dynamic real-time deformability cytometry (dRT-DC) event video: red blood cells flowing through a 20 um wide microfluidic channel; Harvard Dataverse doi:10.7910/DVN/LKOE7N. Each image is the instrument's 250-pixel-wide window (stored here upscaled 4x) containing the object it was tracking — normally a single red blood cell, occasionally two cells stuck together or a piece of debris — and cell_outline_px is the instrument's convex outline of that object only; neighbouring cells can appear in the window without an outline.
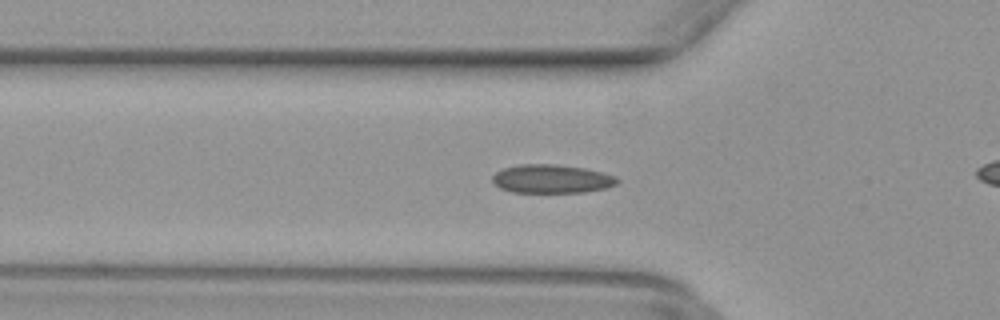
{"species": "common noctule bat (a hibernating species)", "species_latin": "Nyctalus noctula", "temperature_condition": "warm", "stored_images_in_passage": 26, "camera_frame_rate_fps": 3000, "um_per_image_px": 0.085, "animal": {"sex": "female", "body_mass_g": 29.2, "forearm_length_mm": 56.3}, "frame": {"image": 1, "passage_image": 2, "time_ms": 0.333, "image_size_px": [1000, 320], "cell_outline_px": [[620, 180], [616, 184], [608, 188], [584, 192], [512, 192], [500, 188], [492, 180], [492, 176], [496, 172], [504, 168], [520, 164], [556, 164], [584, 168], [604, 172], [616, 176]], "centroid_in_image_um": [46.93, 15.2], "position_along_channel_um": 78.9, "area_um2": 20.87}}
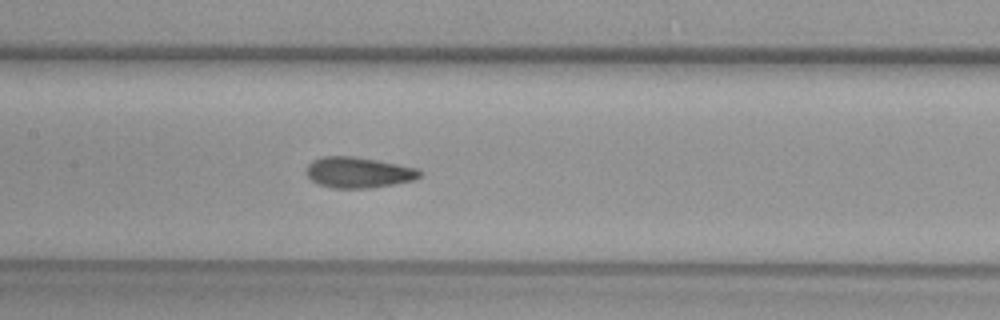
{"frame": {"image": 2, "passage_image": 9, "time_ms": 2.667, "image_size_px": [1000, 320], "cell_outline_px": [[424, 172], [416, 180], [372, 188], [332, 188], [316, 184], [304, 172], [308, 164], [312, 160], [324, 156], [352, 156], [376, 160], [420, 168]], "centroid_in_image_um": [30.48, 14.66], "position_along_channel_um": 176.9, "area_um2": 20.69}}
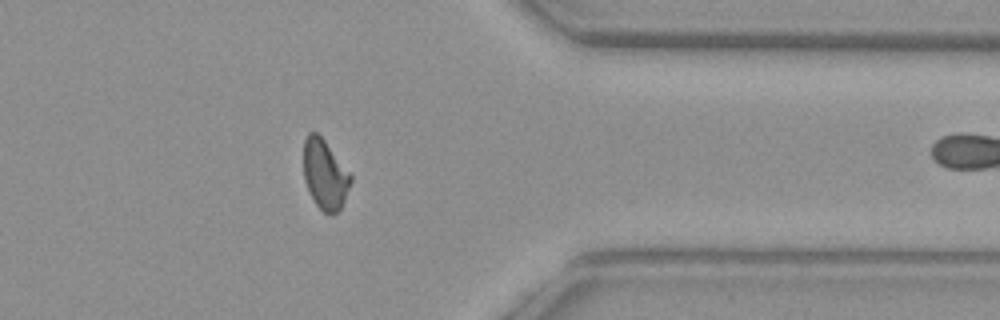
{"frame": {"image": 3, "passage_image": 25, "time_ms": 8.0, "image_size_px": [1000, 320], "cell_outline_px": [[352, 180], [344, 200], [340, 208], [332, 216], [324, 212], [316, 204], [304, 180], [304, 140], [308, 132], [316, 132], [324, 140], [352, 176]], "centroid_in_image_um": [27.61, 14.83], "position_along_channel_um": 383.8, "area_um2": 18.79}}